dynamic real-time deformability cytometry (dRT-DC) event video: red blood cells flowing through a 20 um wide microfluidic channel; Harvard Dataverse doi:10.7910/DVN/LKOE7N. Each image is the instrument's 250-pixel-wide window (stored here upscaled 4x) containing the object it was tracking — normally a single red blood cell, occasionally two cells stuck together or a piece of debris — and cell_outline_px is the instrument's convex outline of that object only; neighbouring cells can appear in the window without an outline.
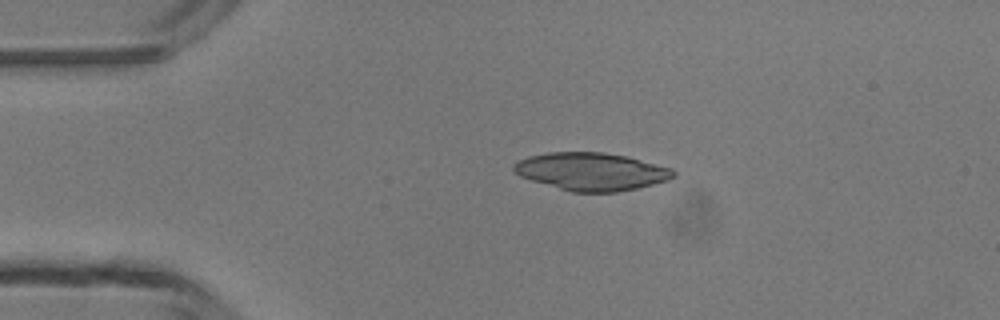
{"species": "common noctule bat (a hibernating species)", "species_latin": "Nyctalus noctula", "temperature_condition": "room temperature", "stored_images_in_passage": 5, "camera_frame_rate_fps": 3000, "um_per_image_px": 0.085, "animal": {"sex": "male", "body_mass_g": 13.3}, "frame": {"image": 1, "passage_image": 5, "time_ms": 5.333, "image_size_px": [1000, 320], "cell_outline_px": [[676, 176], [668, 180], [636, 188], [616, 192], [572, 192], [532, 180], [520, 176], [512, 168], [512, 164], [528, 156], [548, 152], [604, 152], [628, 156], [672, 168], [676, 172]], "centroid_in_image_um": [50.29, 14.57], "position_along_channel_um": 34.7, "area_um2": 35.08}}